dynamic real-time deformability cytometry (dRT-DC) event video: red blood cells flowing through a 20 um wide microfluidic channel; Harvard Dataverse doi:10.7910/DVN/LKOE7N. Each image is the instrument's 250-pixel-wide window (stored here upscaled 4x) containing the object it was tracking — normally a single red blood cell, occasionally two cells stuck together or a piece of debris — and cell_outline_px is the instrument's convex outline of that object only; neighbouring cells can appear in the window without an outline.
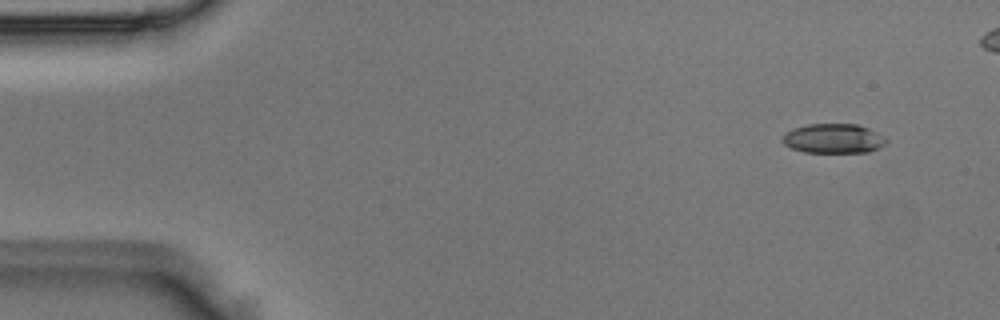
{"species": "Egyptian fruit bat (a non-hibernating species)", "species_latin": "Rousettus aegyptiacus", "temperature_condition": "room temperature", "stored_images_in_passage": 5, "camera_frame_rate_fps": 3000, "um_per_image_px": 0.085, "animal": {"sex": "male"}, "frame": {"image": 1, "passage_image": 2, "time_ms": 0.333, "image_size_px": [1000, 320], "cell_outline_px": [[888, 140], [884, 144], [868, 152], [804, 152], [792, 148], [784, 144], [780, 140], [784, 132], [792, 128], [808, 124], [856, 124], [868, 128], [884, 136]], "centroid_in_image_um": [70.79, 11.76], "position_along_channel_um": 14.2, "area_um2": 17.86}}